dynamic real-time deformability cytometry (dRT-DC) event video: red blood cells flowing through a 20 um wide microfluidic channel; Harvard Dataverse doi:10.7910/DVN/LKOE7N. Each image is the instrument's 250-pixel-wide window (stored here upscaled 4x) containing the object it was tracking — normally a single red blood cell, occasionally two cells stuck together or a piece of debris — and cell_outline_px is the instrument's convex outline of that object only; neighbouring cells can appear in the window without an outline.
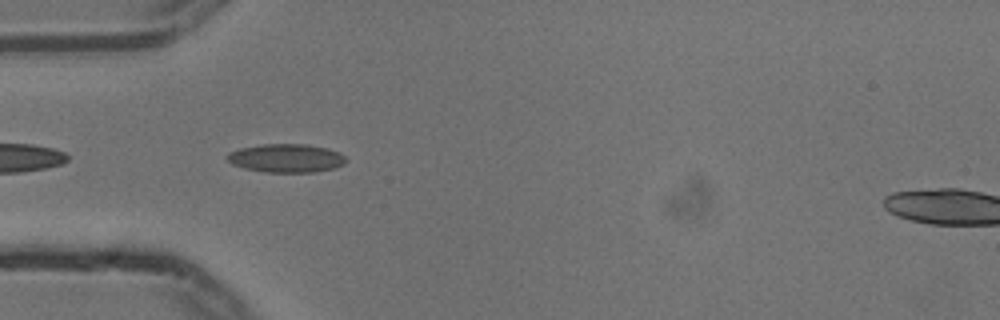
{"species": "common noctule bat (a hibernating species)", "species_latin": "Nyctalus noctula", "temperature_condition": "cold", "stored_images_in_passage": 40, "camera_frame_rate_fps": 3000, "um_per_image_px": 0.085, "animal": {"sex": "male", "body_mass_g": 13.3}, "frame": {"image": 1, "passage_image": 2, "time_ms": 0.333, "image_size_px": [1000, 320], "cell_outline_px": [[348, 160], [344, 164], [332, 168], [316, 172], [264, 172], [244, 168], [232, 164], [228, 160], [228, 152], [240, 148], [264, 144], [304, 144], [328, 148], [340, 152]], "centroid_in_image_um": [24.35, 13.44], "position_along_channel_um": 60.7, "area_um2": 19.71}}
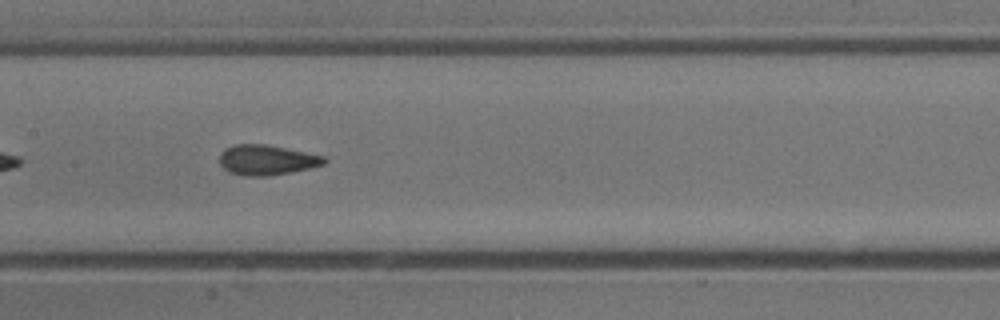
{"frame": {"image": 2, "passage_image": 12, "time_ms": 3.667, "image_size_px": [1000, 320], "cell_outline_px": [[328, 160], [324, 164], [292, 172], [268, 176], [244, 176], [232, 172], [224, 168], [220, 164], [220, 152], [224, 148], [236, 144], [264, 144], [324, 156]], "centroid_in_image_um": [22.65, 13.6], "position_along_channel_um": 184.7, "area_um2": 18.21}}
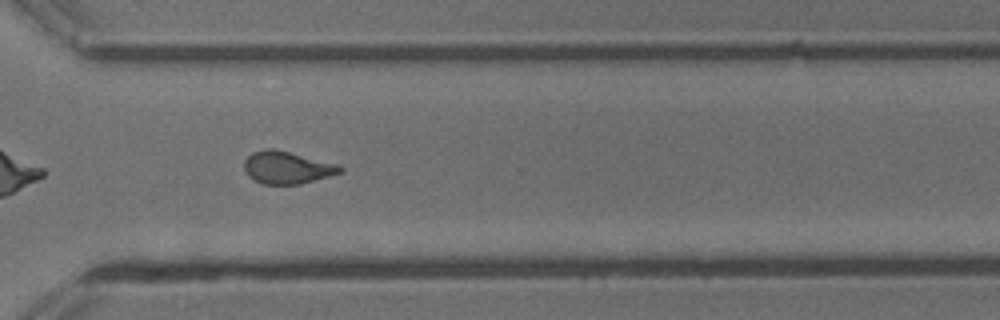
{"frame": {"image": 3, "passage_image": 25, "time_ms": 8.0, "image_size_px": [1000, 320], "cell_outline_px": [[344, 172], [300, 184], [264, 184], [248, 176], [244, 168], [244, 160], [252, 152], [264, 148], [272, 148], [340, 164], [344, 168]], "centroid_in_image_um": [24.43, 14.23], "position_along_channel_um": 346.2, "area_um2": 18.21}, "authors_computed_cell_mechanics": {"area_um2": 18.0625, "velocity_mm_per_s": 3.7416, "shape_relaxation_time_tau1_ms": 5.1548, "shape_relaxation_time_tau2_ms": 1.6761, "deformation_change_tau1": 0.1204, "deformation_change_tau2": 0.0546}}